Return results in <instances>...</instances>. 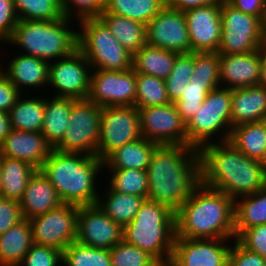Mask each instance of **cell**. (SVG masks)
<instances>
[{"instance_id": "8d00e7d4", "label": "cell", "mask_w": 266, "mask_h": 266, "mask_svg": "<svg viewBox=\"0 0 266 266\" xmlns=\"http://www.w3.org/2000/svg\"><path fill=\"white\" fill-rule=\"evenodd\" d=\"M103 171L110 172L106 182L114 191L142 196L147 199L148 178L146 171L137 169H106Z\"/></svg>"}, {"instance_id": "7402d4cb", "label": "cell", "mask_w": 266, "mask_h": 266, "mask_svg": "<svg viewBox=\"0 0 266 266\" xmlns=\"http://www.w3.org/2000/svg\"><path fill=\"white\" fill-rule=\"evenodd\" d=\"M53 150L41 132L11 129L0 145V155L24 161L40 170Z\"/></svg>"}, {"instance_id": "60d3db41", "label": "cell", "mask_w": 266, "mask_h": 266, "mask_svg": "<svg viewBox=\"0 0 266 266\" xmlns=\"http://www.w3.org/2000/svg\"><path fill=\"white\" fill-rule=\"evenodd\" d=\"M218 87L220 84H187L180 98L174 102L178 113L186 124L201 109L207 94Z\"/></svg>"}, {"instance_id": "74e56055", "label": "cell", "mask_w": 266, "mask_h": 266, "mask_svg": "<svg viewBox=\"0 0 266 266\" xmlns=\"http://www.w3.org/2000/svg\"><path fill=\"white\" fill-rule=\"evenodd\" d=\"M62 266H112L110 249L93 248L77 241L62 251Z\"/></svg>"}, {"instance_id": "d4e9b609", "label": "cell", "mask_w": 266, "mask_h": 266, "mask_svg": "<svg viewBox=\"0 0 266 266\" xmlns=\"http://www.w3.org/2000/svg\"><path fill=\"white\" fill-rule=\"evenodd\" d=\"M158 146L144 137L126 143L124 146L111 152L103 160L105 169H137L146 171L150 158Z\"/></svg>"}, {"instance_id": "3957f363", "label": "cell", "mask_w": 266, "mask_h": 266, "mask_svg": "<svg viewBox=\"0 0 266 266\" xmlns=\"http://www.w3.org/2000/svg\"><path fill=\"white\" fill-rule=\"evenodd\" d=\"M235 201L202 182L175 213L176 237L236 239Z\"/></svg>"}, {"instance_id": "f6af8a7d", "label": "cell", "mask_w": 266, "mask_h": 266, "mask_svg": "<svg viewBox=\"0 0 266 266\" xmlns=\"http://www.w3.org/2000/svg\"><path fill=\"white\" fill-rule=\"evenodd\" d=\"M62 262L61 250L34 243L18 266H62Z\"/></svg>"}, {"instance_id": "8fae6325", "label": "cell", "mask_w": 266, "mask_h": 266, "mask_svg": "<svg viewBox=\"0 0 266 266\" xmlns=\"http://www.w3.org/2000/svg\"><path fill=\"white\" fill-rule=\"evenodd\" d=\"M142 138L140 115L135 106L102 107L97 157L104 160L128 142Z\"/></svg>"}, {"instance_id": "f5cc1de1", "label": "cell", "mask_w": 266, "mask_h": 266, "mask_svg": "<svg viewBox=\"0 0 266 266\" xmlns=\"http://www.w3.org/2000/svg\"><path fill=\"white\" fill-rule=\"evenodd\" d=\"M224 0H167V5L178 11H186L191 8L220 4Z\"/></svg>"}, {"instance_id": "681fc988", "label": "cell", "mask_w": 266, "mask_h": 266, "mask_svg": "<svg viewBox=\"0 0 266 266\" xmlns=\"http://www.w3.org/2000/svg\"><path fill=\"white\" fill-rule=\"evenodd\" d=\"M18 21L13 0H0V44L12 36Z\"/></svg>"}, {"instance_id": "2e32d148", "label": "cell", "mask_w": 266, "mask_h": 266, "mask_svg": "<svg viewBox=\"0 0 266 266\" xmlns=\"http://www.w3.org/2000/svg\"><path fill=\"white\" fill-rule=\"evenodd\" d=\"M232 240L188 239L175 236L168 266H228Z\"/></svg>"}, {"instance_id": "9a60e30c", "label": "cell", "mask_w": 266, "mask_h": 266, "mask_svg": "<svg viewBox=\"0 0 266 266\" xmlns=\"http://www.w3.org/2000/svg\"><path fill=\"white\" fill-rule=\"evenodd\" d=\"M140 132L158 145H186V123L175 103L139 108Z\"/></svg>"}, {"instance_id": "816d5d0a", "label": "cell", "mask_w": 266, "mask_h": 266, "mask_svg": "<svg viewBox=\"0 0 266 266\" xmlns=\"http://www.w3.org/2000/svg\"><path fill=\"white\" fill-rule=\"evenodd\" d=\"M243 13L259 17L266 24V0H226Z\"/></svg>"}, {"instance_id": "836d02e7", "label": "cell", "mask_w": 266, "mask_h": 266, "mask_svg": "<svg viewBox=\"0 0 266 266\" xmlns=\"http://www.w3.org/2000/svg\"><path fill=\"white\" fill-rule=\"evenodd\" d=\"M234 217L236 238L250 227L266 224V186L236 199Z\"/></svg>"}, {"instance_id": "e0dca14e", "label": "cell", "mask_w": 266, "mask_h": 266, "mask_svg": "<svg viewBox=\"0 0 266 266\" xmlns=\"http://www.w3.org/2000/svg\"><path fill=\"white\" fill-rule=\"evenodd\" d=\"M146 43L177 53H191L184 12L167 4L146 25Z\"/></svg>"}, {"instance_id": "277c9868", "label": "cell", "mask_w": 266, "mask_h": 266, "mask_svg": "<svg viewBox=\"0 0 266 266\" xmlns=\"http://www.w3.org/2000/svg\"><path fill=\"white\" fill-rule=\"evenodd\" d=\"M40 170L55 188L62 203L77 206L97 203L98 191H101L97 180L104 176L103 161L97 156L53 149Z\"/></svg>"}, {"instance_id": "9f6ffc18", "label": "cell", "mask_w": 266, "mask_h": 266, "mask_svg": "<svg viewBox=\"0 0 266 266\" xmlns=\"http://www.w3.org/2000/svg\"><path fill=\"white\" fill-rule=\"evenodd\" d=\"M0 185H1V168H0Z\"/></svg>"}, {"instance_id": "52a82bcc", "label": "cell", "mask_w": 266, "mask_h": 266, "mask_svg": "<svg viewBox=\"0 0 266 266\" xmlns=\"http://www.w3.org/2000/svg\"><path fill=\"white\" fill-rule=\"evenodd\" d=\"M78 49L92 70L123 71L133 68V55L126 50L100 18L77 22Z\"/></svg>"}, {"instance_id": "ac0fdd59", "label": "cell", "mask_w": 266, "mask_h": 266, "mask_svg": "<svg viewBox=\"0 0 266 266\" xmlns=\"http://www.w3.org/2000/svg\"><path fill=\"white\" fill-rule=\"evenodd\" d=\"M123 228L97 204L79 206L76 241L93 248L111 249L123 240Z\"/></svg>"}, {"instance_id": "1f68e13d", "label": "cell", "mask_w": 266, "mask_h": 266, "mask_svg": "<svg viewBox=\"0 0 266 266\" xmlns=\"http://www.w3.org/2000/svg\"><path fill=\"white\" fill-rule=\"evenodd\" d=\"M99 18L132 55L146 44V25L142 22L109 12H102Z\"/></svg>"}, {"instance_id": "83f0119b", "label": "cell", "mask_w": 266, "mask_h": 266, "mask_svg": "<svg viewBox=\"0 0 266 266\" xmlns=\"http://www.w3.org/2000/svg\"><path fill=\"white\" fill-rule=\"evenodd\" d=\"M145 200L146 198L142 196L114 191L106 184L104 192H99L96 204L123 228L134 219Z\"/></svg>"}, {"instance_id": "5bb4252c", "label": "cell", "mask_w": 266, "mask_h": 266, "mask_svg": "<svg viewBox=\"0 0 266 266\" xmlns=\"http://www.w3.org/2000/svg\"><path fill=\"white\" fill-rule=\"evenodd\" d=\"M136 73L133 68L123 71L92 70L88 99L100 107L134 106Z\"/></svg>"}, {"instance_id": "44dd1931", "label": "cell", "mask_w": 266, "mask_h": 266, "mask_svg": "<svg viewBox=\"0 0 266 266\" xmlns=\"http://www.w3.org/2000/svg\"><path fill=\"white\" fill-rule=\"evenodd\" d=\"M3 64L0 59L1 72L22 94L24 91L26 94L28 89L36 91L46 88L48 91L49 62L17 52L8 63Z\"/></svg>"}, {"instance_id": "9c48e42d", "label": "cell", "mask_w": 266, "mask_h": 266, "mask_svg": "<svg viewBox=\"0 0 266 266\" xmlns=\"http://www.w3.org/2000/svg\"><path fill=\"white\" fill-rule=\"evenodd\" d=\"M222 31L219 54L250 53L266 46V24L251 14L221 3Z\"/></svg>"}, {"instance_id": "603a6c76", "label": "cell", "mask_w": 266, "mask_h": 266, "mask_svg": "<svg viewBox=\"0 0 266 266\" xmlns=\"http://www.w3.org/2000/svg\"><path fill=\"white\" fill-rule=\"evenodd\" d=\"M24 218L30 219L59 207L62 202L48 178L36 170L19 201Z\"/></svg>"}, {"instance_id": "d6a6232c", "label": "cell", "mask_w": 266, "mask_h": 266, "mask_svg": "<svg viewBox=\"0 0 266 266\" xmlns=\"http://www.w3.org/2000/svg\"><path fill=\"white\" fill-rule=\"evenodd\" d=\"M178 54L146 43L133 55V69L135 73L152 75L165 80L172 71Z\"/></svg>"}, {"instance_id": "8992f818", "label": "cell", "mask_w": 266, "mask_h": 266, "mask_svg": "<svg viewBox=\"0 0 266 266\" xmlns=\"http://www.w3.org/2000/svg\"><path fill=\"white\" fill-rule=\"evenodd\" d=\"M123 240L168 266L176 236L175 213L168 207L145 200L134 219L123 227Z\"/></svg>"}, {"instance_id": "ee69618b", "label": "cell", "mask_w": 266, "mask_h": 266, "mask_svg": "<svg viewBox=\"0 0 266 266\" xmlns=\"http://www.w3.org/2000/svg\"><path fill=\"white\" fill-rule=\"evenodd\" d=\"M63 15L77 22L99 18L105 9V0H60Z\"/></svg>"}, {"instance_id": "d6986e66", "label": "cell", "mask_w": 266, "mask_h": 266, "mask_svg": "<svg viewBox=\"0 0 266 266\" xmlns=\"http://www.w3.org/2000/svg\"><path fill=\"white\" fill-rule=\"evenodd\" d=\"M221 3L184 11L192 52H217L220 47Z\"/></svg>"}, {"instance_id": "5b68a950", "label": "cell", "mask_w": 266, "mask_h": 266, "mask_svg": "<svg viewBox=\"0 0 266 266\" xmlns=\"http://www.w3.org/2000/svg\"><path fill=\"white\" fill-rule=\"evenodd\" d=\"M73 22L65 16L54 21L19 20L5 43L18 45L22 54L52 62L78 49V28L73 27Z\"/></svg>"}, {"instance_id": "e575fe53", "label": "cell", "mask_w": 266, "mask_h": 266, "mask_svg": "<svg viewBox=\"0 0 266 266\" xmlns=\"http://www.w3.org/2000/svg\"><path fill=\"white\" fill-rule=\"evenodd\" d=\"M167 4V0H105L103 12L142 22L147 25Z\"/></svg>"}, {"instance_id": "c3c4849f", "label": "cell", "mask_w": 266, "mask_h": 266, "mask_svg": "<svg viewBox=\"0 0 266 266\" xmlns=\"http://www.w3.org/2000/svg\"><path fill=\"white\" fill-rule=\"evenodd\" d=\"M23 219L19 201L0 197V235Z\"/></svg>"}, {"instance_id": "f35d334b", "label": "cell", "mask_w": 266, "mask_h": 266, "mask_svg": "<svg viewBox=\"0 0 266 266\" xmlns=\"http://www.w3.org/2000/svg\"><path fill=\"white\" fill-rule=\"evenodd\" d=\"M19 20L54 21L64 17L60 0H13Z\"/></svg>"}, {"instance_id": "7dc6e473", "label": "cell", "mask_w": 266, "mask_h": 266, "mask_svg": "<svg viewBox=\"0 0 266 266\" xmlns=\"http://www.w3.org/2000/svg\"><path fill=\"white\" fill-rule=\"evenodd\" d=\"M228 266H266V260L259 254L243 247L236 239H233Z\"/></svg>"}, {"instance_id": "db71d44e", "label": "cell", "mask_w": 266, "mask_h": 266, "mask_svg": "<svg viewBox=\"0 0 266 266\" xmlns=\"http://www.w3.org/2000/svg\"><path fill=\"white\" fill-rule=\"evenodd\" d=\"M11 129L8 113L0 111V145L3 143Z\"/></svg>"}, {"instance_id": "4dcf8cb0", "label": "cell", "mask_w": 266, "mask_h": 266, "mask_svg": "<svg viewBox=\"0 0 266 266\" xmlns=\"http://www.w3.org/2000/svg\"><path fill=\"white\" fill-rule=\"evenodd\" d=\"M0 197L20 201L31 176L37 170L30 164L0 155Z\"/></svg>"}, {"instance_id": "cb8c5ba5", "label": "cell", "mask_w": 266, "mask_h": 266, "mask_svg": "<svg viewBox=\"0 0 266 266\" xmlns=\"http://www.w3.org/2000/svg\"><path fill=\"white\" fill-rule=\"evenodd\" d=\"M266 119V88L261 85L232 89L231 125Z\"/></svg>"}, {"instance_id": "ab89813d", "label": "cell", "mask_w": 266, "mask_h": 266, "mask_svg": "<svg viewBox=\"0 0 266 266\" xmlns=\"http://www.w3.org/2000/svg\"><path fill=\"white\" fill-rule=\"evenodd\" d=\"M194 68V52L177 55L173 69L165 79L167 95L171 103L177 101L189 83Z\"/></svg>"}, {"instance_id": "6da1fadb", "label": "cell", "mask_w": 266, "mask_h": 266, "mask_svg": "<svg viewBox=\"0 0 266 266\" xmlns=\"http://www.w3.org/2000/svg\"><path fill=\"white\" fill-rule=\"evenodd\" d=\"M146 172L147 200L176 213L201 183L199 150L189 145H158Z\"/></svg>"}, {"instance_id": "ba28073f", "label": "cell", "mask_w": 266, "mask_h": 266, "mask_svg": "<svg viewBox=\"0 0 266 266\" xmlns=\"http://www.w3.org/2000/svg\"><path fill=\"white\" fill-rule=\"evenodd\" d=\"M231 100L232 89L218 87L210 91L201 109L186 124V145L200 150L205 145L227 141L232 129Z\"/></svg>"}, {"instance_id": "484cf974", "label": "cell", "mask_w": 266, "mask_h": 266, "mask_svg": "<svg viewBox=\"0 0 266 266\" xmlns=\"http://www.w3.org/2000/svg\"><path fill=\"white\" fill-rule=\"evenodd\" d=\"M33 244L31 224L24 218L0 235V266H18Z\"/></svg>"}, {"instance_id": "30bf717a", "label": "cell", "mask_w": 266, "mask_h": 266, "mask_svg": "<svg viewBox=\"0 0 266 266\" xmlns=\"http://www.w3.org/2000/svg\"><path fill=\"white\" fill-rule=\"evenodd\" d=\"M101 113L102 107L88 98L74 99L65 135L54 149L97 156Z\"/></svg>"}, {"instance_id": "f907efd6", "label": "cell", "mask_w": 266, "mask_h": 266, "mask_svg": "<svg viewBox=\"0 0 266 266\" xmlns=\"http://www.w3.org/2000/svg\"><path fill=\"white\" fill-rule=\"evenodd\" d=\"M21 94L0 70V111L8 113Z\"/></svg>"}, {"instance_id": "7a4b0ae2", "label": "cell", "mask_w": 266, "mask_h": 266, "mask_svg": "<svg viewBox=\"0 0 266 266\" xmlns=\"http://www.w3.org/2000/svg\"><path fill=\"white\" fill-rule=\"evenodd\" d=\"M199 155L201 182L234 201L266 186V165L247 157L228 140L203 146Z\"/></svg>"}, {"instance_id": "d590c367", "label": "cell", "mask_w": 266, "mask_h": 266, "mask_svg": "<svg viewBox=\"0 0 266 266\" xmlns=\"http://www.w3.org/2000/svg\"><path fill=\"white\" fill-rule=\"evenodd\" d=\"M170 103L164 79L136 73V98L134 106L137 109Z\"/></svg>"}, {"instance_id": "bcb514c9", "label": "cell", "mask_w": 266, "mask_h": 266, "mask_svg": "<svg viewBox=\"0 0 266 266\" xmlns=\"http://www.w3.org/2000/svg\"><path fill=\"white\" fill-rule=\"evenodd\" d=\"M236 240L246 249L259 254L266 260V224L244 230Z\"/></svg>"}, {"instance_id": "7c38bea8", "label": "cell", "mask_w": 266, "mask_h": 266, "mask_svg": "<svg viewBox=\"0 0 266 266\" xmlns=\"http://www.w3.org/2000/svg\"><path fill=\"white\" fill-rule=\"evenodd\" d=\"M79 206L62 203L56 209L29 219L33 242L63 251L77 239Z\"/></svg>"}, {"instance_id": "11a10c76", "label": "cell", "mask_w": 266, "mask_h": 266, "mask_svg": "<svg viewBox=\"0 0 266 266\" xmlns=\"http://www.w3.org/2000/svg\"><path fill=\"white\" fill-rule=\"evenodd\" d=\"M259 85L266 88V46L263 47V59H262V65H261Z\"/></svg>"}, {"instance_id": "f546056e", "label": "cell", "mask_w": 266, "mask_h": 266, "mask_svg": "<svg viewBox=\"0 0 266 266\" xmlns=\"http://www.w3.org/2000/svg\"><path fill=\"white\" fill-rule=\"evenodd\" d=\"M228 141L247 157L266 165L265 120L233 127Z\"/></svg>"}, {"instance_id": "4fadbf2b", "label": "cell", "mask_w": 266, "mask_h": 266, "mask_svg": "<svg viewBox=\"0 0 266 266\" xmlns=\"http://www.w3.org/2000/svg\"><path fill=\"white\" fill-rule=\"evenodd\" d=\"M91 71L90 63L79 49L69 56L49 62L48 87L56 90L52 96L87 99Z\"/></svg>"}, {"instance_id": "ffe728a7", "label": "cell", "mask_w": 266, "mask_h": 266, "mask_svg": "<svg viewBox=\"0 0 266 266\" xmlns=\"http://www.w3.org/2000/svg\"><path fill=\"white\" fill-rule=\"evenodd\" d=\"M263 48L250 53L219 54L220 87L236 89L259 85Z\"/></svg>"}, {"instance_id": "f1b7e54d", "label": "cell", "mask_w": 266, "mask_h": 266, "mask_svg": "<svg viewBox=\"0 0 266 266\" xmlns=\"http://www.w3.org/2000/svg\"><path fill=\"white\" fill-rule=\"evenodd\" d=\"M21 94L15 105L9 110L11 128L28 132H41L45 115V97ZM40 96V97H39Z\"/></svg>"}, {"instance_id": "4316f807", "label": "cell", "mask_w": 266, "mask_h": 266, "mask_svg": "<svg viewBox=\"0 0 266 266\" xmlns=\"http://www.w3.org/2000/svg\"><path fill=\"white\" fill-rule=\"evenodd\" d=\"M73 104L72 98L55 96L45 98V115L41 133L53 149L65 135Z\"/></svg>"}, {"instance_id": "b9f144b4", "label": "cell", "mask_w": 266, "mask_h": 266, "mask_svg": "<svg viewBox=\"0 0 266 266\" xmlns=\"http://www.w3.org/2000/svg\"><path fill=\"white\" fill-rule=\"evenodd\" d=\"M112 266H162L152 255L122 240L110 249Z\"/></svg>"}, {"instance_id": "7bdbcfd3", "label": "cell", "mask_w": 266, "mask_h": 266, "mask_svg": "<svg viewBox=\"0 0 266 266\" xmlns=\"http://www.w3.org/2000/svg\"><path fill=\"white\" fill-rule=\"evenodd\" d=\"M189 83L220 84L218 52H194V68Z\"/></svg>"}]
</instances>
